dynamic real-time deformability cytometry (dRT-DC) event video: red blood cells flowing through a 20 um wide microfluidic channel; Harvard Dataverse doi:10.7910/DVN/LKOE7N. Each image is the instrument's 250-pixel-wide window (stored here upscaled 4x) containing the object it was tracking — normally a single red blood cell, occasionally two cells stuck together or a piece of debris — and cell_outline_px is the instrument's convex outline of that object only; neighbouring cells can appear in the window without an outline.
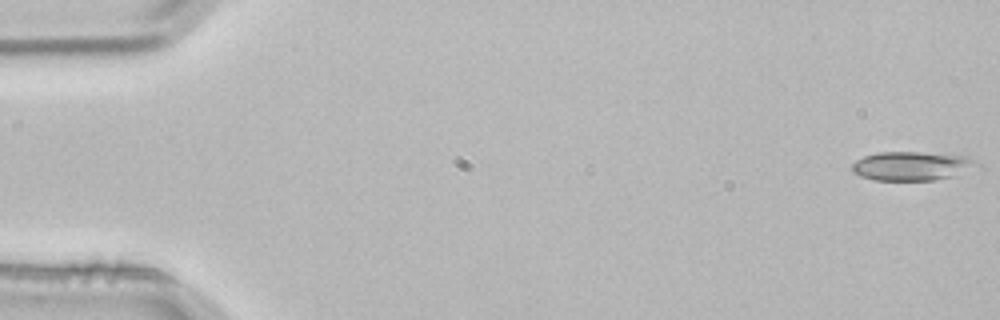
{"species": "common noctule bat (a hibernating species)", "species_latin": "Nyctalus noctula", "temperature_condition": "room temperature", "stored_images_in_passage": 47, "camera_frame_rate_fps": 3000, "um_per_image_px": 0.085, "animal": {"sex": "male", "body_mass_g": 21.5, "forearm_length_mm": 52.0}, "frame": {"image": 1, "passage_image": 1, "time_ms": 0.0, "image_size_px": [1000, 320], "cell_outline_px": [[980, 168], [952, 176], [936, 180], [872, 180], [860, 176], [852, 172], [852, 164], [856, 160], [864, 156], [876, 152], [920, 152], [968, 156], [976, 160], [980, 164]], "centroid_in_image_um": [77.55, 14.11], "position_along_channel_um": 7.5, "area_um2": 21.39}}
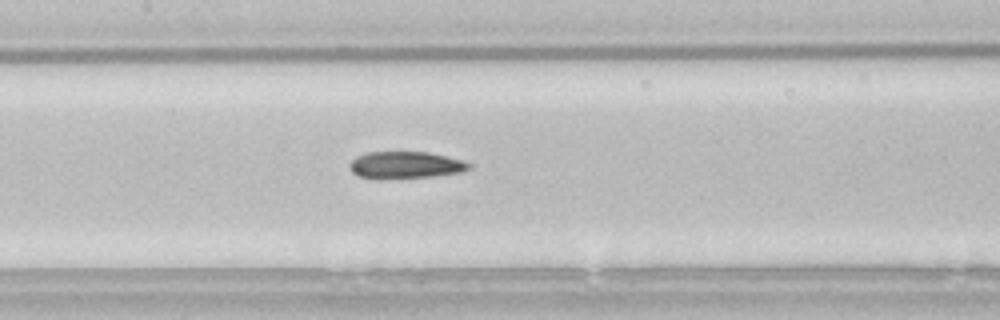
{"frame": {"image": 2, "passage_image": 25, "time_ms": 8.0, "image_size_px": [1000, 320], "cell_outline_px": [[472, 168], [460, 172], [432, 176], [380, 180], [376, 180], [360, 176], [352, 172], [348, 168], [348, 164], [356, 156], [368, 152], [428, 152], [460, 160], [472, 164]], "centroid_in_image_um": [34.4, 14.04], "position_along_channel_um": 173.0, "area_um2": 18.96}}
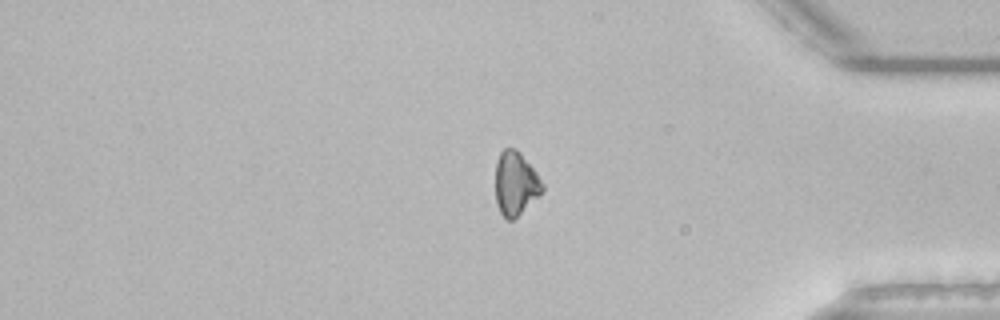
{"frame": {"image": 3, "passage_image": 44, "time_ms": 14.333, "image_size_px": [1000, 320], "cell_outline_px": [[544, 192], [512, 220], [504, 220], [496, 204], [496, 160], [500, 152], [504, 148], [516, 148], [520, 152], [536, 172], [544, 184]], "centroid_in_image_um": [43.82, 15.6], "position_along_channel_um": 391.4, "area_um2": 17.57}}